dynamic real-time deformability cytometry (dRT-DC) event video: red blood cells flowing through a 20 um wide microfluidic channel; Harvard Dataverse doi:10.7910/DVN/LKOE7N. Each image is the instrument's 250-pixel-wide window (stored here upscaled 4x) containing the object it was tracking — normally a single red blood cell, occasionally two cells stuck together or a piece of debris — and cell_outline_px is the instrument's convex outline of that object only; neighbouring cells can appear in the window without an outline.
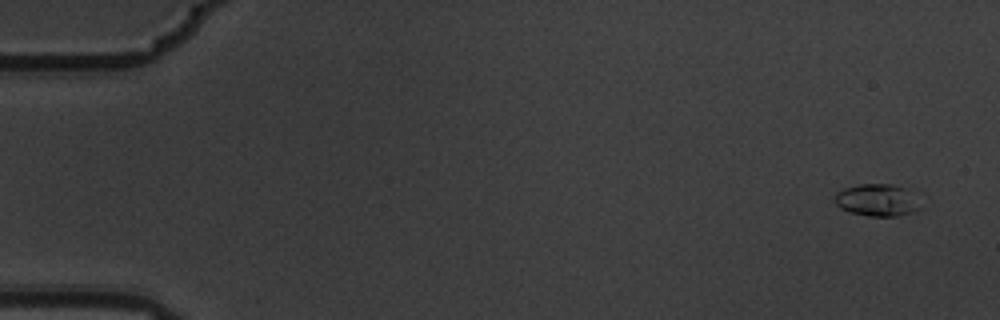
{"species": "common noctule bat (a hibernating species)", "species_latin": "Nyctalus noctula", "temperature_condition": "warm", "stored_images_in_passage": 5, "camera_frame_rate_fps": 3000, "um_per_image_px": 0.085, "animal": {"sex": "male", "body_mass_g": 19.5, "forearm_length_mm": 54.6}, "frame": {"image": 1, "passage_image": 1, "time_ms": 0.0, "image_size_px": [1000, 320], "cell_outline_px": [[924, 208], [900, 216], [868, 216], [852, 212], [840, 208], [832, 200], [836, 192], [844, 188], [860, 184], [892, 184], [904, 188]], "centroid_in_image_um": [74.52, 17.02], "position_along_channel_um": 10.5, "area_um2": 16.01}}
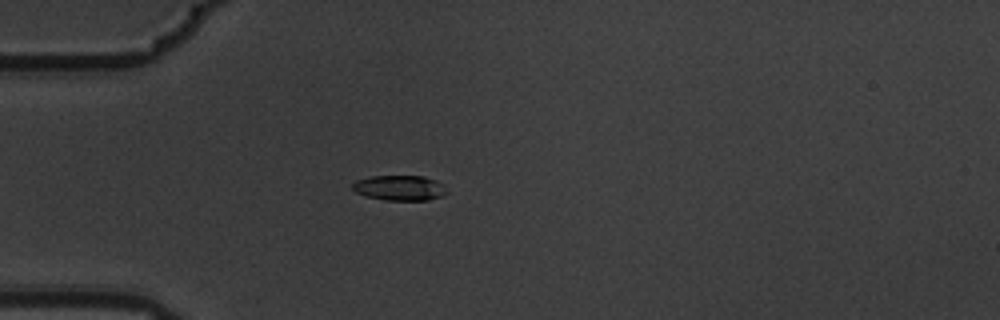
{"frame": {"image": 2, "passage_image": 5, "time_ms": 1.333, "image_size_px": [1000, 320], "cell_outline_px": [[448, 192], [444, 196], [428, 200], [384, 200], [364, 196], [356, 192], [352, 188], [352, 184], [356, 180], [368, 176], [424, 176], [436, 180], [444, 184]], "centroid_in_image_um": [33.99, 15.97], "position_along_channel_um": 51.0, "area_um2": 14.1}}